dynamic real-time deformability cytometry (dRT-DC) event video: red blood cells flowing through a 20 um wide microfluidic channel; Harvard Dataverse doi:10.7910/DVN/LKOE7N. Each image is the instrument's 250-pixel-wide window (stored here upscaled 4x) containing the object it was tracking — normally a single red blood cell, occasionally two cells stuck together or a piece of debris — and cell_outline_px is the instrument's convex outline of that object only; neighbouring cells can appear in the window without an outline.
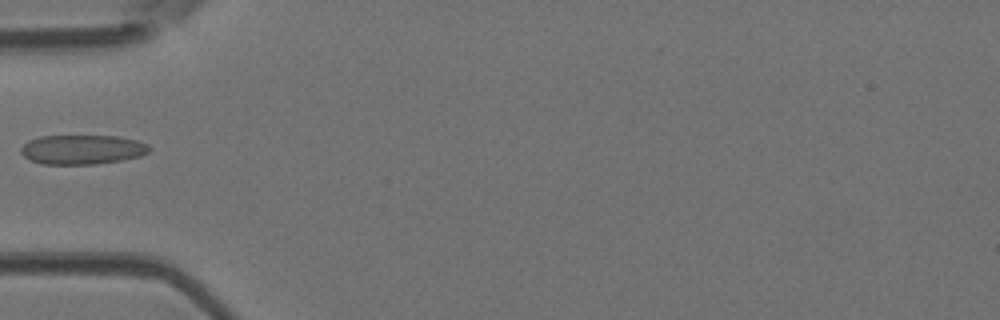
{"species": "Egyptian fruit bat (a non-hibernating species)", "species_latin": "Rousettus aegyptiacus", "temperature_condition": "room temperature", "stored_images_in_passage": 5, "camera_frame_rate_fps": 3000, "um_per_image_px": 0.085, "animal": {"sex": "female"}, "frame": {"image": 1, "passage_image": 5, "time_ms": 1.333, "image_size_px": [1000, 320], "cell_outline_px": [[148, 152], [140, 156], [120, 160], [96, 164], [44, 164], [32, 160], [24, 156], [20, 152], [20, 148], [28, 140], [40, 136], [120, 136], [136, 140], [148, 144]], "centroid_in_image_um": [6.97, 12.7], "position_along_channel_um": 78.0, "area_um2": 21.91}}